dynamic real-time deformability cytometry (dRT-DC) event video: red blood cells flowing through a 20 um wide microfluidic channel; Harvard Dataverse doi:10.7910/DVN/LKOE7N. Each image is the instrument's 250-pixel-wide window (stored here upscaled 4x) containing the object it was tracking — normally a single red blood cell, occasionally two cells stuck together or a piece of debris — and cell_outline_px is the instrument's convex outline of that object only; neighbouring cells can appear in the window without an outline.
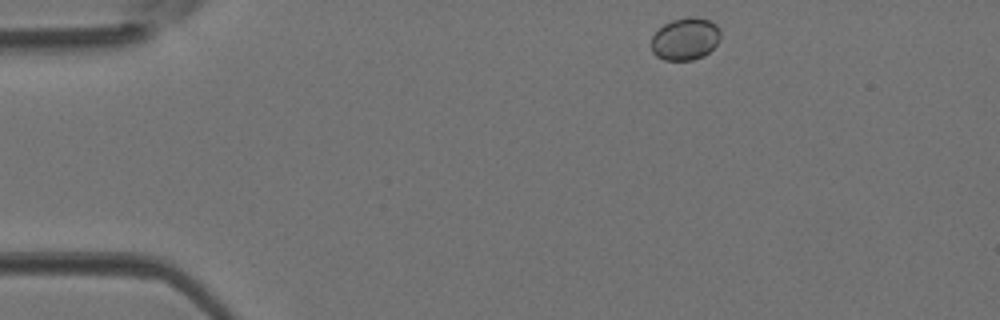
{"species": "Egyptian fruit bat (a non-hibernating species)", "species_latin": "Rousettus aegyptiacus", "temperature_condition": "room temperature", "stored_images_in_passage": 38, "camera_frame_rate_fps": 3000, "um_per_image_px": 0.085, "animal": {"sex": "female"}, "frame": {"image": 1, "passage_image": 1, "time_ms": 0.0, "image_size_px": [1000, 320], "cell_outline_px": [[720, 40], [704, 56], [692, 60], [664, 60], [656, 56], [652, 52], [652, 36], [664, 24], [672, 20], [688, 16], [696, 16], [708, 20], [716, 24], [720, 28]], "centroid_in_image_um": [58.26, 3.3], "position_along_channel_um": 26.7, "area_um2": 17.17}}
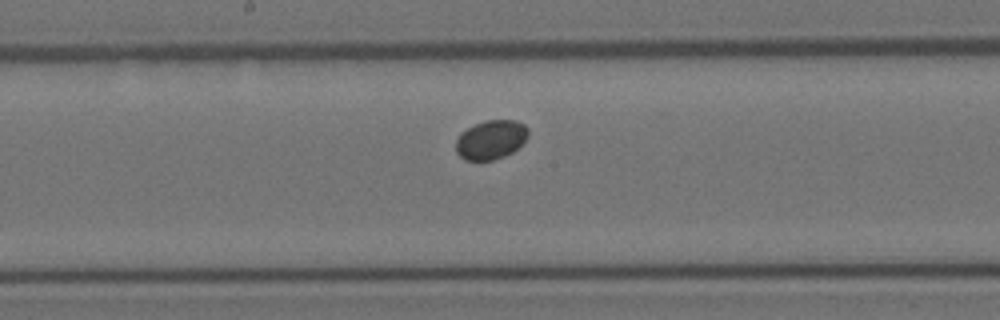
{"frame": {"image": 2, "passage_image": 17, "time_ms": 5.333, "image_size_px": [1000, 320], "cell_outline_px": [[528, 136], [512, 152], [504, 156], [492, 160], [464, 160], [456, 152], [456, 140], [460, 132], [484, 120], [516, 120], [524, 124], [528, 128]], "centroid_in_image_um": [41.71, 11.86], "position_along_channel_um": 206.5, "area_um2": 16.42}}
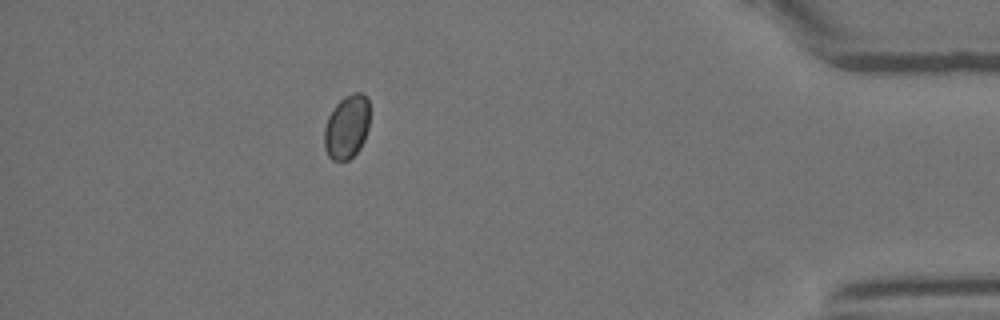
{"frame": {"image": 3, "passage_image": 33, "time_ms": 10.667, "image_size_px": [1000, 320], "cell_outline_px": [[368, 128], [364, 140], [360, 148], [348, 160], [332, 160], [328, 156], [324, 148], [324, 128], [328, 116], [336, 104], [344, 96], [356, 92], [364, 92], [368, 96]], "centroid_in_image_um": [29.47, 10.77], "position_along_channel_um": 405.7, "area_um2": 16.99}}